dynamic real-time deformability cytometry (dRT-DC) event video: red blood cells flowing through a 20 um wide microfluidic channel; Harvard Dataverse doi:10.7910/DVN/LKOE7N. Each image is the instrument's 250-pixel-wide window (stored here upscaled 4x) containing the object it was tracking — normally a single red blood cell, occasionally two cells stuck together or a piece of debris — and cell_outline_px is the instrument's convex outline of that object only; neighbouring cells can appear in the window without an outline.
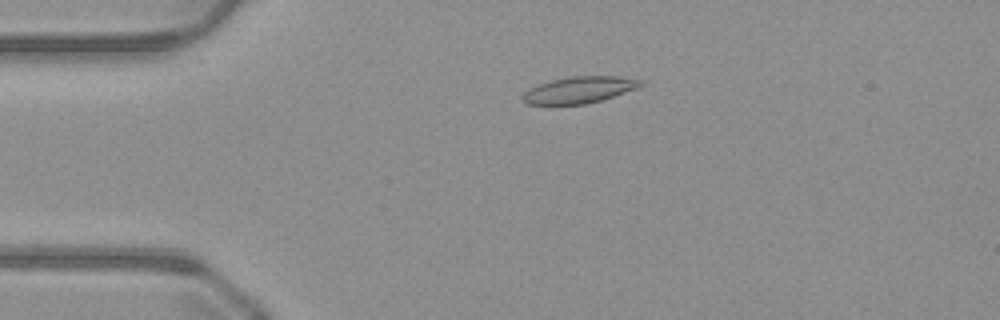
{"species": "common noctule bat (a hibernating species)", "species_latin": "Nyctalus noctula", "temperature_condition": "warm", "stored_images_in_passage": 43, "camera_frame_rate_fps": 3000, "um_per_image_px": 0.085, "animal": {"sex": "male", "body_mass_g": 23.1, "forearm_length_mm": 52.7}, "frame": {"image": 1, "passage_image": 3, "time_ms": 0.667, "image_size_px": [1000, 320], "cell_outline_px": [[644, 84], [636, 88], [600, 100], [584, 104], [524, 104], [520, 100], [520, 96], [524, 92], [540, 84], [552, 80], [572, 76], [620, 76], [644, 80]], "centroid_in_image_um": [49.22, 7.63], "position_along_channel_um": 35.8, "area_um2": 18.09}}
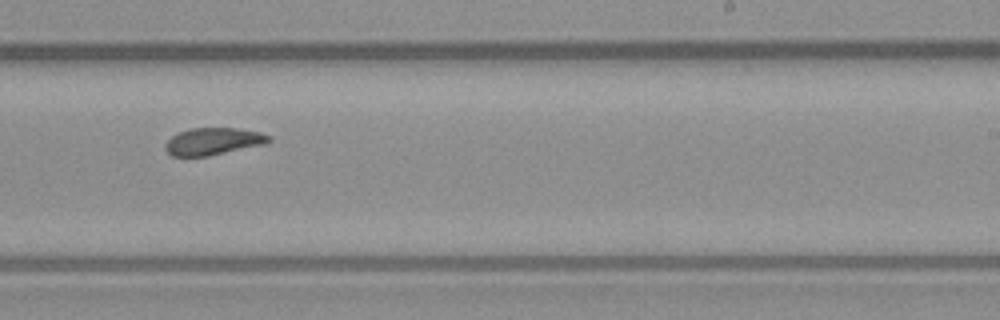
{"frame": {"image": 2, "passage_image": 23, "time_ms": 7.333, "image_size_px": [1000, 320], "cell_outline_px": [[272, 140], [264, 144], [208, 156], [172, 156], [164, 148], [164, 144], [172, 136], [188, 128], [236, 128], [260, 132], [272, 136]], "centroid_in_image_um": [18.12, 12.01], "position_along_channel_um": 270.9, "area_um2": 16.36}}
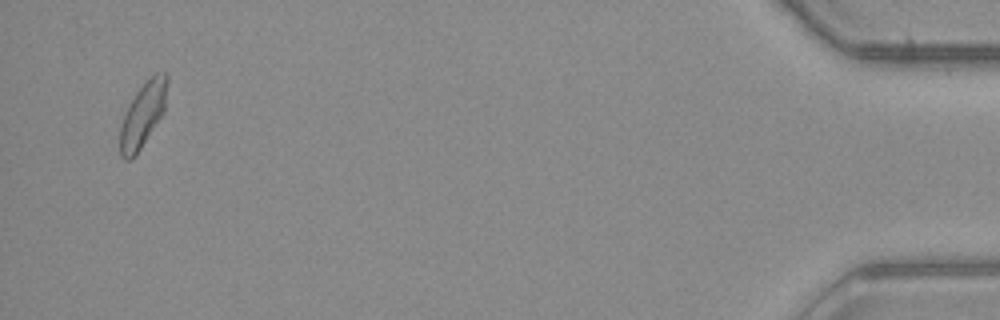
{"frame": {"image": 3, "passage_image": 41, "time_ms": 13.333, "image_size_px": [1000, 320], "cell_outline_px": [[168, 80], [164, 112], [136, 156], [132, 160], [124, 160], [120, 156], [120, 124], [128, 104], [136, 92], [156, 72], [168, 72]], "centroid_in_image_um": [12.14, 9.78], "position_along_channel_um": 423.1, "area_um2": 17.92}, "authors_computed_cell_mechanics": {"area_um2": 17.2244, "velocity_mm_per_s": 4.0571, "shape_relaxation_time_tau1_ms": null, "shape_relaxation_time_tau2_ms": 1.7232, "deformation_change_tau1": null, "deformation_change_tau2": 0.0721}}